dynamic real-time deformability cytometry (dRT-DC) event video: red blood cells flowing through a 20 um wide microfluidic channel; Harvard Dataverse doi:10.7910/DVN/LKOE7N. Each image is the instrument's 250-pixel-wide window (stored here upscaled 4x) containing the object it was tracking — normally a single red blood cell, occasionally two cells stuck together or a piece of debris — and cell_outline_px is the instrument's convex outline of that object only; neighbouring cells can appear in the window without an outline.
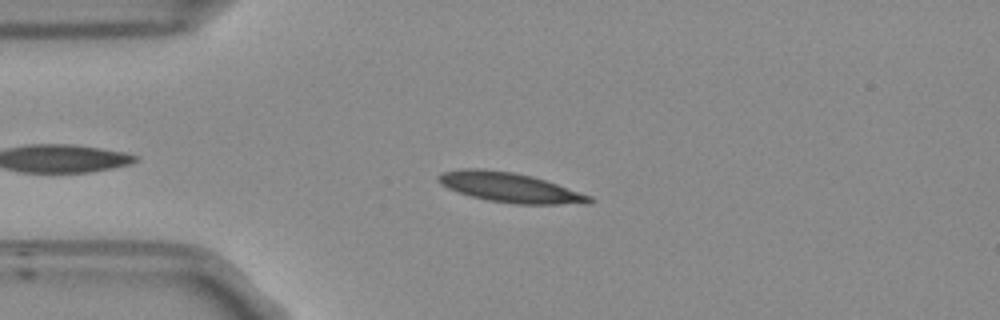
{"species": "Egyptian fruit bat (a non-hibernating species)", "species_latin": "Rousettus aegyptiacus", "temperature_condition": "room temperature", "stored_images_in_passage": 38, "camera_frame_rate_fps": 3000, "um_per_image_px": 0.085, "frame": {"image": 1, "passage_image": 1, "time_ms": 0.0, "image_size_px": [1000, 320], "cell_outline_px": [[596, 200], [556, 204], [516, 204], [488, 200], [472, 196], [448, 188], [440, 180], [440, 176], [444, 172], [460, 168], [484, 168], [512, 172], [532, 176], [592, 196]], "centroid_in_image_um": [43.31, 15.92], "position_along_channel_um": 41.7, "area_um2": 25.32}}
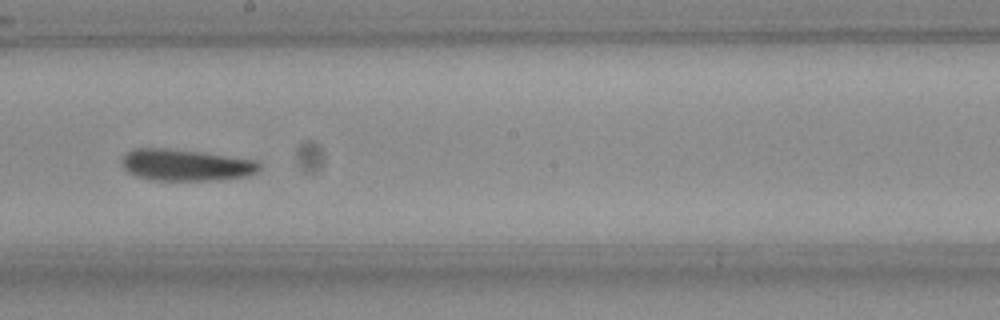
{"frame": {"image": 2, "passage_image": 18, "time_ms": 5.667, "image_size_px": [1000, 320], "cell_outline_px": [[260, 168], [256, 172], [244, 176], [208, 180], [152, 180], [136, 176], [128, 172], [124, 168], [120, 160], [132, 148], [168, 148], [200, 152], [256, 160], [260, 164]], "centroid_in_image_um": [15.73, 14.02], "position_along_channel_um": 232.5, "area_um2": 25.09}}
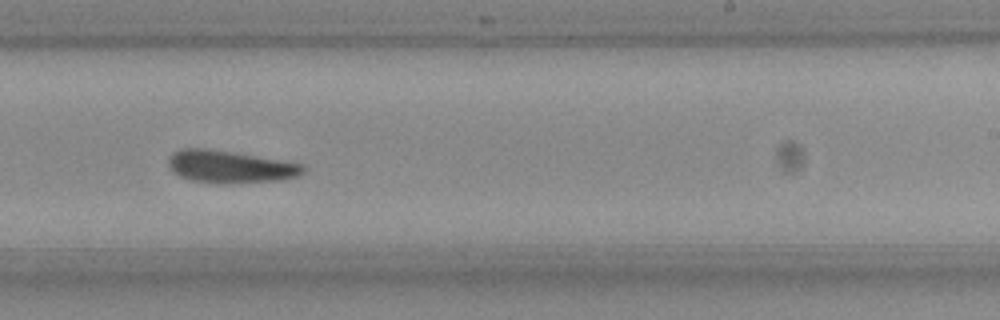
{"frame": {"image": 3, "passage_image": 21, "time_ms": 6.667, "image_size_px": [1000, 320], "cell_outline_px": [[304, 172], [296, 176], [276, 180], [228, 184], [220, 184], [192, 180], [180, 176], [168, 164], [168, 156], [172, 152], [180, 148], [204, 148], [232, 152], [300, 164], [304, 168]], "centroid_in_image_um": [19.47, 14.17], "position_along_channel_um": 269.5, "area_um2": 24.97}, "authors_computed_cell_mechanics": {"area_um2": 24.854, "velocity_mm_per_s": 3.719, "shape_relaxation_time_tau1_ms": 6.6836, "shape_relaxation_time_tau2_ms": null, "deformation_change_tau1": 0.1315, "deformation_change_tau2": null}}